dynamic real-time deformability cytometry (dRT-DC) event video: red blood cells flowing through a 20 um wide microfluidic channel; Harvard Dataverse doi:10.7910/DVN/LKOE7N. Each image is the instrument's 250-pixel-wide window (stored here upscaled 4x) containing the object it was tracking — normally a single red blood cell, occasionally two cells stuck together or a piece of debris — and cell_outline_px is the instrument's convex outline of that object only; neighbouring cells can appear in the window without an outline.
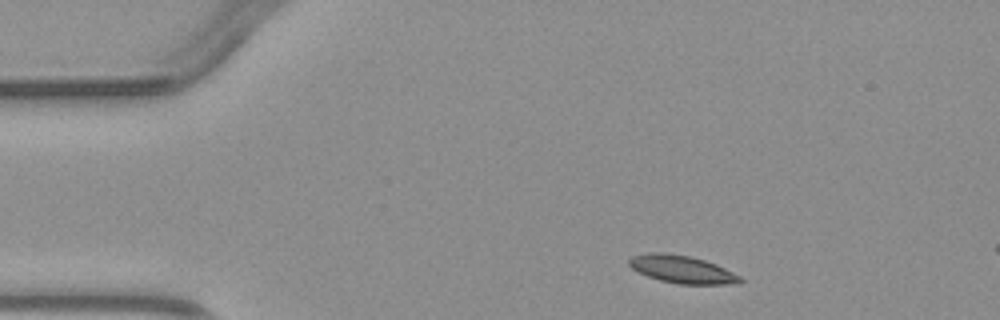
{"species": "common noctule bat (a hibernating species)", "species_latin": "Nyctalus noctula", "temperature_condition": "warm", "stored_images_in_passage": 3, "segment_of_instrument_passage": [1, 2], "camera_frame_rate_fps": 3000, "um_per_image_px": 0.085, "animal": {"sex": "male", "body_mass_g": 23.1, "forearm_length_mm": 52.7}, "frame": {"image": 1, "passage_image": 1, "time_ms": 0.0, "image_size_px": [1000, 320], "cell_outline_px": [[744, 280], [740, 284], [680, 284], [660, 280], [648, 276], [632, 268], [628, 264], [628, 260], [632, 256], [648, 252], [664, 252], [688, 256], [704, 260], [716, 264], [740, 276]], "centroid_in_image_um": [57.98, 22.89], "position_along_channel_um": 27.0, "area_um2": 17.86}}